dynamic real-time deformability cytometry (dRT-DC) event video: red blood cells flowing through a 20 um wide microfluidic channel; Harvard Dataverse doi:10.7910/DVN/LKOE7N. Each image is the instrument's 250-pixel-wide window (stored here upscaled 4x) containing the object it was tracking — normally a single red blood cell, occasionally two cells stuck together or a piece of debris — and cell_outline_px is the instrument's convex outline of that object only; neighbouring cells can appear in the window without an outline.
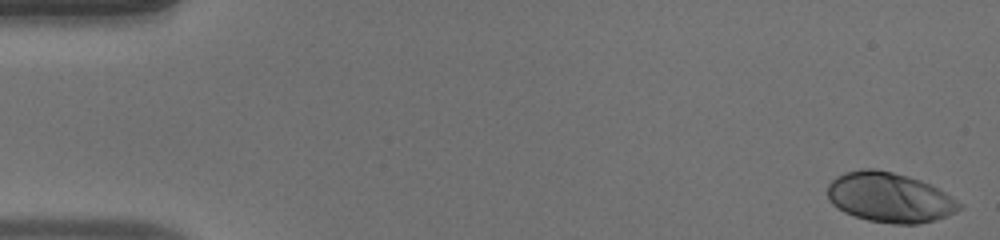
{"species": "human", "species_latin": "Homo sapiens", "temperature_condition": "warm", "stored_images_in_passage": 51, "camera_frame_rate_fps": 3000, "um_per_image_px": 0.085, "donor": {"sex": "male"}, "frame": {"image": 1, "passage_image": 1, "time_ms": 0.0, "image_size_px": [1000, 240], "cell_outline_px": [[964, 204], [956, 212], [948, 216], [936, 220], [916, 224], [892, 224], [868, 220], [844, 212], [832, 204], [828, 200], [828, 184], [836, 176], [844, 172], [860, 168], [876, 168], [908, 176], [920, 180], [952, 196]], "centroid_in_image_um": [75.61, 16.78], "position_along_channel_um": 9.4, "area_um2": 38.49}}
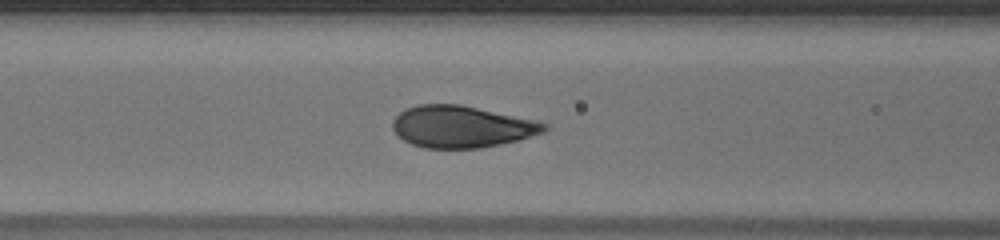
{"frame": {"image": 2, "passage_image": 21, "time_ms": 6.667, "image_size_px": [1000, 240], "cell_outline_px": [[548, 128], [544, 132], [520, 140], [480, 148], [424, 148], [412, 144], [404, 140], [392, 128], [392, 120], [400, 112], [416, 104], [460, 104], [536, 120], [548, 124]], "centroid_in_image_um": [39.25, 10.76], "position_along_channel_um": 127.3, "area_um2": 36.99}}
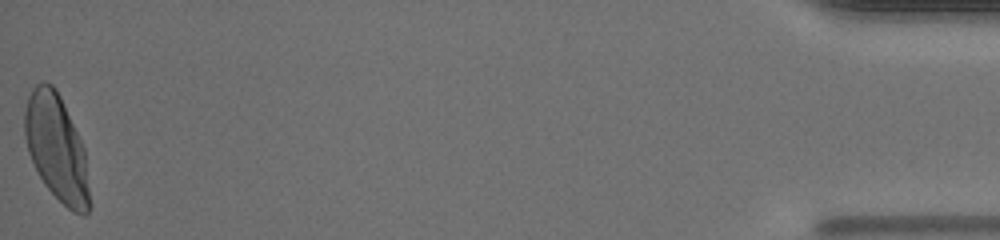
{"frame": {"image": 3, "passage_image": 51, "time_ms": 16.667, "image_size_px": [1000, 240], "cell_outline_px": [[88, 212], [84, 216], [72, 212], [44, 184], [28, 152], [24, 136], [24, 112], [28, 96], [32, 88], [36, 84], [44, 80], [52, 84], [56, 88], [60, 96], [84, 148], [88, 188]], "centroid_in_image_um": [4.77, 12.52], "position_along_channel_um": 430.4, "area_um2": 39.59}, "authors_computed_cell_mechanics": {"area_um2": 37.8012, "velocity_mm_per_s": 4.0019, "shape_relaxation_time_tau1_ms": 3.3902, "shape_relaxation_time_tau2_ms": null, "deformation_change_tau1": 0.2093, "deformation_change_tau2": null}}